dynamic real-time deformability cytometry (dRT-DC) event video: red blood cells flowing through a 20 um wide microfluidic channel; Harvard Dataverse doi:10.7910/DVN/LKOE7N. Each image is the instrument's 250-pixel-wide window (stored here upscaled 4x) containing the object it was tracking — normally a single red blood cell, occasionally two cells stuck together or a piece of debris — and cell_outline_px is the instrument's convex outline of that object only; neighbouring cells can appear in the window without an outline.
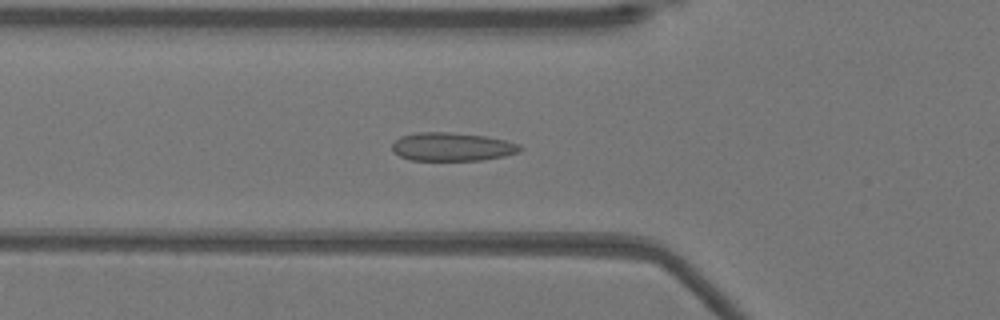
{"species": "Egyptian fruit bat (a non-hibernating species)", "species_latin": "Rousettus aegyptiacus", "temperature_condition": "warm", "stored_images_in_passage": 51, "camera_frame_rate_fps": 3000, "um_per_image_px": 0.085, "animal": {"sex": "female"}, "frame": {"image": 1, "passage_image": 17, "time_ms": 5.333, "image_size_px": [1000, 320], "cell_outline_px": [[524, 148], [520, 152], [504, 156], [480, 160], [408, 160], [392, 152], [392, 144], [400, 136], [416, 132], [448, 132], [484, 136], [504, 140], [520, 144]], "centroid_in_image_um": [38.41, 12.48], "position_along_channel_um": 87.4, "area_um2": 21.27}}
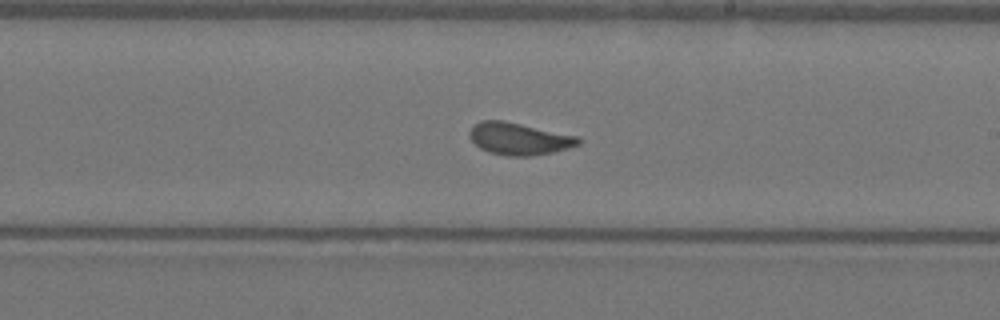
{"frame": {"image": 2, "passage_image": 29, "time_ms": 9.333, "image_size_px": [1000, 320], "cell_outline_px": [[580, 144], [568, 148], [552, 152], [528, 156], [508, 156], [488, 152], [480, 148], [468, 136], [468, 132], [480, 120], [504, 120], [576, 136], [580, 140]], "centroid_in_image_um": [44.08, 11.79], "position_along_channel_um": 244.9, "area_um2": 20.17}}
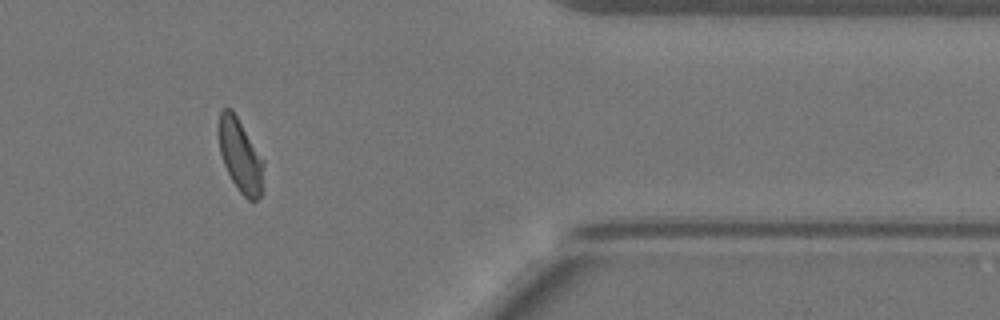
{"frame": {"image": 3, "passage_image": 42, "time_ms": 13.667, "image_size_px": [1000, 320], "cell_outline_px": [[264, 192], [256, 200], [248, 200], [236, 188], [224, 164], [220, 152], [216, 132], [220, 112], [224, 108], [232, 108], [264, 160]], "centroid_in_image_um": [20.43, 13.23], "position_along_channel_um": 391.0, "area_um2": 19.71}, "authors_computed_cell_mechanics": {"area_um2": 20.1722, "velocity_mm_per_s": 3.9252, "shape_relaxation_time_tau1_ms": 6.8479, "shape_relaxation_time_tau2_ms": null, "deformation_change_tau1": 0.1733, "deformation_change_tau2": null}}